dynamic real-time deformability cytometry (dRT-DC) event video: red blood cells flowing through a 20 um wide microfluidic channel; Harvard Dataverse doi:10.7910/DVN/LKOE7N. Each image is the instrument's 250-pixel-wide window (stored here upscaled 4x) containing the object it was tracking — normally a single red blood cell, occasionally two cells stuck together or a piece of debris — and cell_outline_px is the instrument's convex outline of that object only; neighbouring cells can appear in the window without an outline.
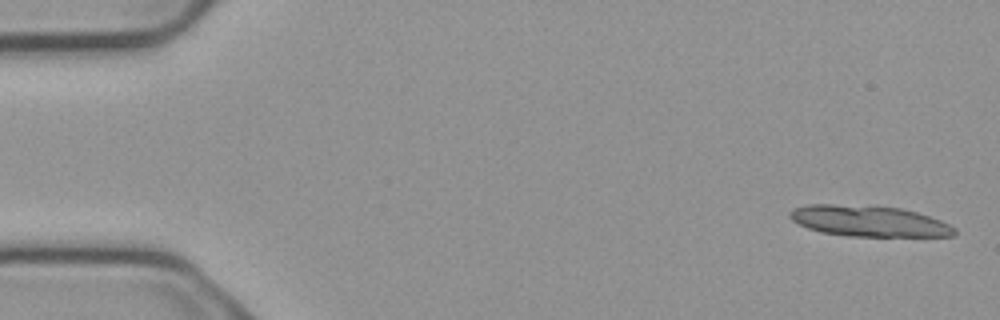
{"species": "common noctule bat (a hibernating species)", "species_latin": "Nyctalus noctula", "temperature_condition": "cold", "stored_images_in_passage": 3, "camera_frame_rate_fps": 3000, "um_per_image_px": 0.085, "animal": {"sex": "male", "body_mass_g": 23.1, "forearm_length_mm": 52.7}, "frame": {"image": 1, "passage_image": 1, "time_ms": 0.0, "image_size_px": [1000, 320], "cell_outline_px": [[956, 232], [952, 236], [848, 236], [820, 232], [808, 228], [792, 220], [788, 216], [788, 212], [792, 208], [808, 204], [832, 204], [900, 208], [916, 212], [940, 220], [956, 228]], "centroid_in_image_um": [73.81, 18.79], "position_along_channel_um": 11.2, "area_um2": 29.48}}
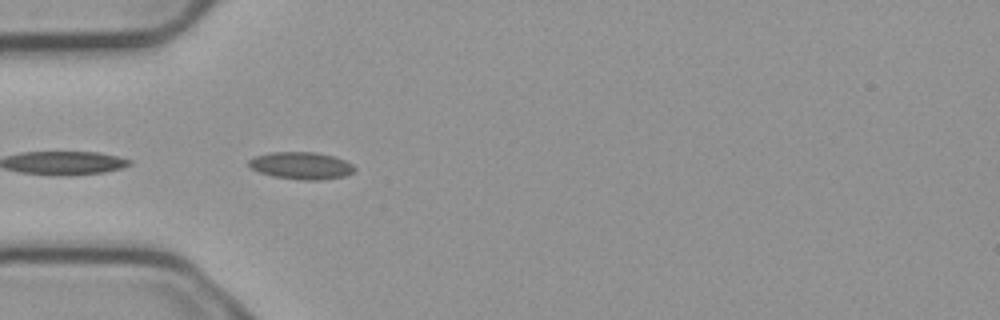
{"frame": {"image": 2, "passage_image": 3, "time_ms": 0.667, "image_size_px": [1000, 320], "cell_outline_px": [[356, 168], [352, 172], [344, 176], [320, 180], [300, 180], [272, 176], [248, 168], [248, 160], [256, 156], [272, 152], [316, 152], [332, 156], [344, 160], [352, 164]], "centroid_in_image_um": [25.57, 14.08], "position_along_channel_um": 59.4, "area_um2": 16.76}}